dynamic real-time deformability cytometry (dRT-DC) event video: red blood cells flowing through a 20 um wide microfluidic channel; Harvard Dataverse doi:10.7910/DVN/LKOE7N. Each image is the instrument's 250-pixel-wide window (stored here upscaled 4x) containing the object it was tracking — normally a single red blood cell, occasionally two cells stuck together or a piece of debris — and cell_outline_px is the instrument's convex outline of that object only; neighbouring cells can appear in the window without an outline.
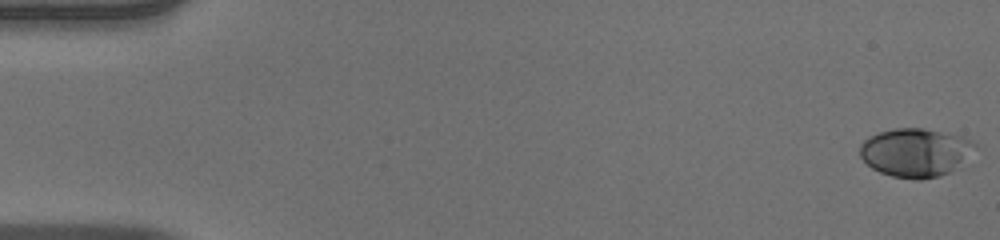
{"species": "human", "species_latin": "Homo sapiens", "temperature_condition": "warm", "stored_images_in_passage": 53, "camera_frame_rate_fps": 3000, "um_per_image_px": 0.085, "donor": {"sex": "male"}, "frame": {"image": 1, "passage_image": 1, "time_ms": 0.0, "image_size_px": [1000, 240], "cell_outline_px": [[976, 148], [948, 172], [940, 176], [920, 180], [912, 180], [892, 176], [880, 172], [872, 168], [860, 156], [860, 144], [864, 140], [880, 132], [896, 128], [924, 128], [960, 136], [976, 144]], "centroid_in_image_um": [77.76, 12.97], "position_along_channel_um": 7.2, "area_um2": 31.96}}
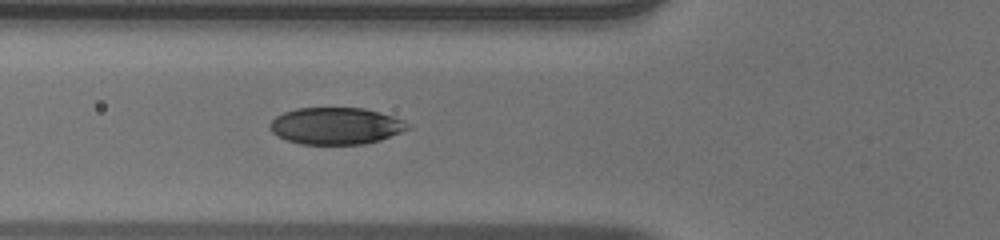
{"frame": {"image": 2, "passage_image": 20, "time_ms": 6.333, "image_size_px": [1000, 240], "cell_outline_px": [[412, 128], [380, 140], [364, 144], [300, 144], [276, 136], [268, 128], [268, 124], [276, 116], [284, 112], [296, 108], [364, 108], [380, 112], [404, 120]], "centroid_in_image_um": [28.54, 10.7], "position_along_channel_um": 97.3, "area_um2": 29.77}}
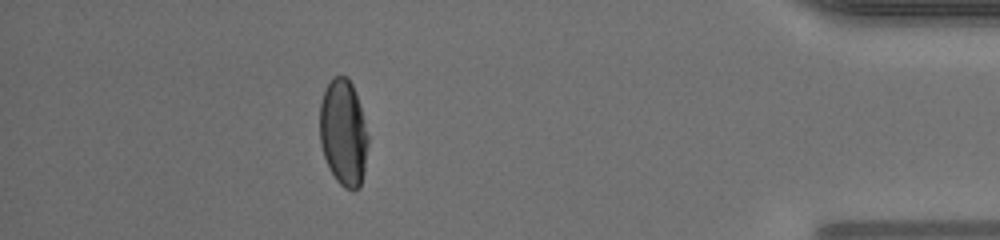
{"frame": {"image": 3, "passage_image": 47, "time_ms": 15.333, "image_size_px": [1000, 240], "cell_outline_px": [[368, 144], [364, 168], [360, 188], [352, 192], [344, 188], [336, 180], [328, 168], [320, 144], [320, 104], [324, 92], [328, 84], [336, 76], [348, 76], [352, 84], [360, 108], [368, 136]], "centroid_in_image_um": [29.18, 11.33], "position_along_channel_um": 406.0, "area_um2": 29.82}, "authors_computed_cell_mechanics": {"area_um2": 30.6918, "velocity_mm_per_s": 3.9545, "shape_relaxation_time_tau1_ms": 3.5023, "shape_relaxation_time_tau2_ms": null, "deformation_change_tau1": 0.1656, "deformation_change_tau2": null}}